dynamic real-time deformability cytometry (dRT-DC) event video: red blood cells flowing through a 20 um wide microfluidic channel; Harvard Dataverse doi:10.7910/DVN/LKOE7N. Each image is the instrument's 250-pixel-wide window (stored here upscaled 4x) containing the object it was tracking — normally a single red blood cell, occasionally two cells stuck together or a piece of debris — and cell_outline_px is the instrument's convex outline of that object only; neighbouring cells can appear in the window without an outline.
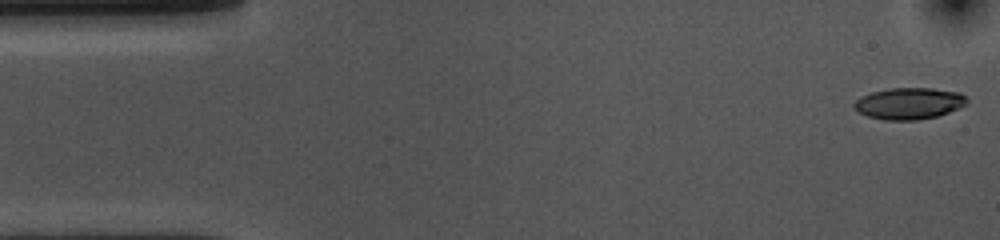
{"species": "common noctule bat (a hibernating species)", "species_latin": "Nyctalus noctula", "temperature_condition": "cold", "stored_images_in_passage": 53, "camera_frame_rate_fps": 3000, "um_per_image_px": 0.085, "animal": {"sex": "female", "body_mass_g": 10.0, "forearm_length_mm": 53.1}, "frame": {"image": 1, "passage_image": 1, "time_ms": 0.0, "image_size_px": [1000, 240], "cell_outline_px": [[968, 104], [948, 112], [936, 116], [916, 120], [884, 120], [868, 116], [860, 112], [852, 104], [860, 96], [872, 92], [888, 88], [932, 88], [960, 92], [968, 96]], "centroid_in_image_um": [77.3, 8.78], "position_along_channel_um": 7.7, "area_um2": 20.81}}
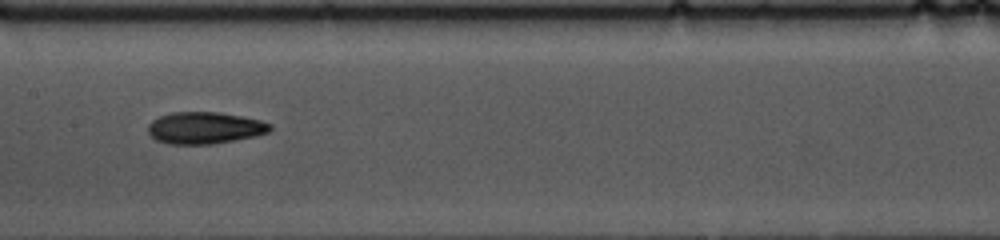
{"frame": {"image": 2, "passage_image": 25, "time_ms": 8.0, "image_size_px": [1000, 240], "cell_outline_px": [[272, 128], [268, 132], [256, 136], [212, 144], [168, 144], [156, 140], [148, 132], [148, 124], [152, 120], [160, 116], [172, 112], [220, 112], [260, 120], [272, 124]], "centroid_in_image_um": [17.4, 10.87], "position_along_channel_um": 190.0, "area_um2": 22.66}}
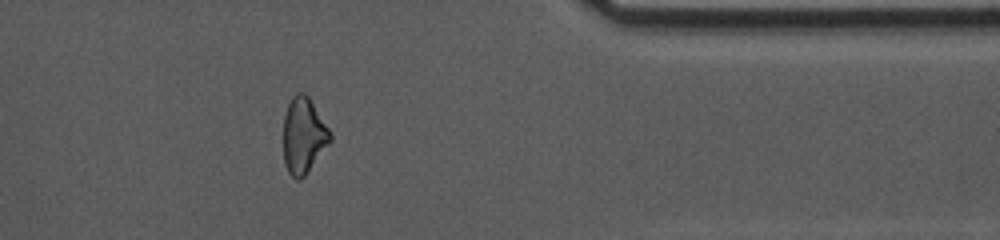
{"frame": {"image": 3, "passage_image": 43, "time_ms": 14.0, "image_size_px": [1000, 240], "cell_outline_px": [[332, 140], [304, 176], [300, 180], [296, 180], [288, 172], [284, 164], [284, 112], [292, 96], [296, 92], [304, 92], [308, 96], [332, 132]], "centroid_in_image_um": [25.8, 11.5], "position_along_channel_um": 385.6, "area_um2": 20.81}, "authors_computed_cell_mechanics": {"area_um2": 21.5016, "velocity_mm_per_s": 3.6382, "shape_relaxation_time_tau1_ms": 6.8338, "shape_relaxation_time_tau2_ms": 5.5377, "deformation_change_tau1": 0.1751, "deformation_change_tau2": 0.1356}}